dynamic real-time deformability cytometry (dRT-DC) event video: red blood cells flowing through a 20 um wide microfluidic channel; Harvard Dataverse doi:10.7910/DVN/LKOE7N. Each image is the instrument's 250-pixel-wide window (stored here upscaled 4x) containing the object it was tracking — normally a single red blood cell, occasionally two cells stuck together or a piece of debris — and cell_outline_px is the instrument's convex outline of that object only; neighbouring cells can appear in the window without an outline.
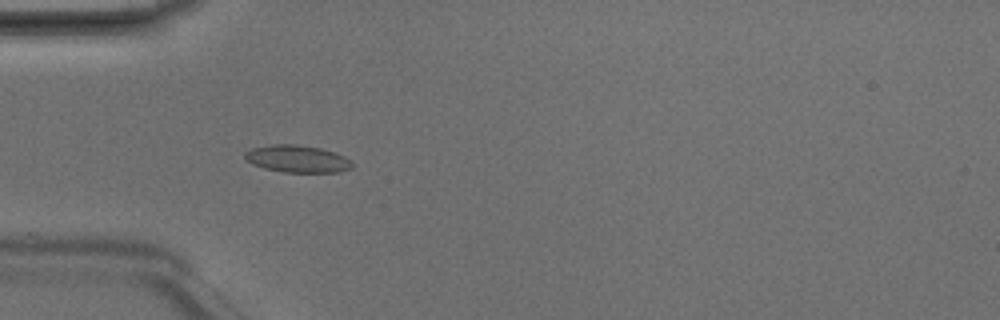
{"species": "Egyptian fruit bat (a non-hibernating species)", "species_latin": "Rousettus aegyptiacus", "temperature_condition": "room temperature", "stored_images_in_passage": 4, "camera_frame_rate_fps": 3000, "um_per_image_px": 0.085, "animal": {"sex": "male"}, "frame": {"image": 1, "passage_image": 4, "time_ms": 1.0, "image_size_px": [1000, 320], "cell_outline_px": [[352, 168], [340, 172], [284, 172], [264, 168], [252, 164], [244, 160], [244, 152], [252, 148], [272, 144], [296, 144], [320, 148], [344, 156], [352, 160]], "centroid_in_image_um": [25.25, 13.5], "position_along_channel_um": 59.8, "area_um2": 17.11}}